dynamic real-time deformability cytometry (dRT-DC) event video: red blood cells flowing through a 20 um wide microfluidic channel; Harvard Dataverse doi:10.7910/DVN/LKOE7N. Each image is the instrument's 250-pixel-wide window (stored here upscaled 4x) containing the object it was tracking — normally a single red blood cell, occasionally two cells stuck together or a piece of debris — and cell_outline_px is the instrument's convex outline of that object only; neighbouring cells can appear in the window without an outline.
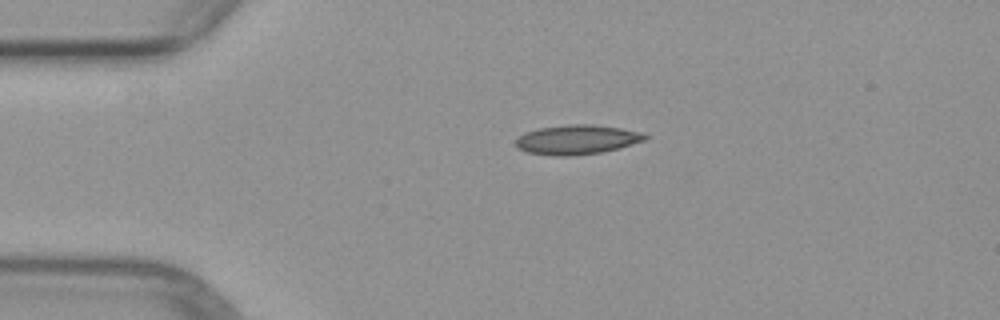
{"species": "common noctule bat (a hibernating species)", "species_latin": "Nyctalus noctula", "temperature_condition": "warm", "stored_images_in_passage": 2, "camera_frame_rate_fps": 3000, "um_per_image_px": 0.085, "animal": {"sex": "female", "body_mass_g": 29.2, "forearm_length_mm": 56.3}, "frame": {"image": 1, "passage_image": 1, "time_ms": 0.0, "image_size_px": [1000, 320], "cell_outline_px": [[648, 136], [644, 140], [620, 148], [604, 152], [568, 156], [552, 156], [528, 152], [516, 148], [516, 140], [524, 132], [540, 128], [568, 124], [592, 124], [620, 128], [644, 132]], "centroid_in_image_um": [49.05, 11.87], "position_along_channel_um": 36.0, "area_um2": 22.31}}